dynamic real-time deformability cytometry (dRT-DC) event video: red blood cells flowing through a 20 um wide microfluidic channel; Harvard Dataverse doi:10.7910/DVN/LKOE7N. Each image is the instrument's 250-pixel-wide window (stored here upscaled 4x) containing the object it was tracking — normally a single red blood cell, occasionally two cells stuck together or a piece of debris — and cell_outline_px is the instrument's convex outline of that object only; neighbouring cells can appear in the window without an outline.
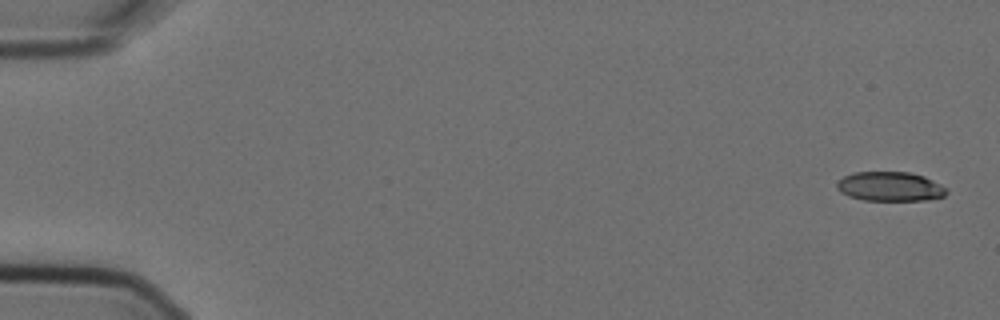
{"species": "Egyptian fruit bat (a non-hibernating species)", "species_latin": "Rousettus aegyptiacus", "temperature_condition": "cold", "stored_images_in_passage": 8, "camera_frame_rate_fps": 3000, "um_per_image_px": 0.085, "animal": {"sex": "female"}, "frame": {"image": 1, "passage_image": 1, "time_ms": 0.0, "image_size_px": [1000, 320], "cell_outline_px": [[948, 192], [944, 196], [924, 200], [864, 200], [848, 196], [840, 192], [836, 188], [836, 184], [844, 176], [856, 172], [908, 172], [924, 176], [948, 188]], "centroid_in_image_um": [75.66, 15.85], "position_along_channel_um": 9.3, "area_um2": 18.73}}
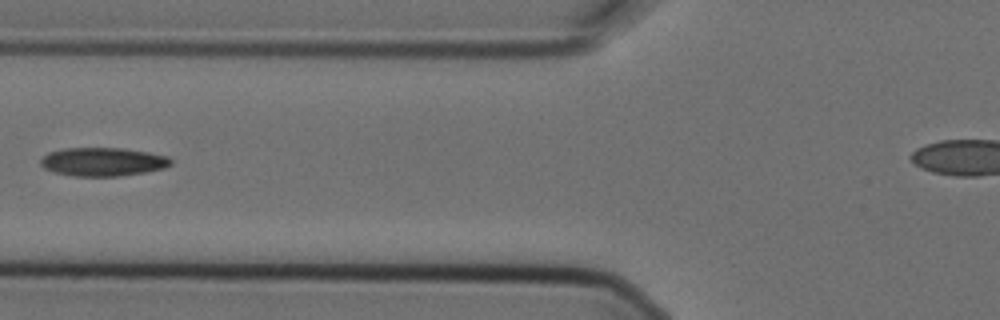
{"frame": {"image": 2, "passage_image": 7, "time_ms": 2.0, "image_size_px": [1000, 320], "cell_outline_px": [[172, 164], [164, 168], [144, 172], [116, 176], [72, 176], [56, 172], [44, 168], [40, 164], [40, 160], [48, 152], [64, 148], [124, 148], [148, 152], [168, 156], [172, 160]], "centroid_in_image_um": [8.75, 13.74], "position_along_channel_um": 117.1, "area_um2": 21.62}}
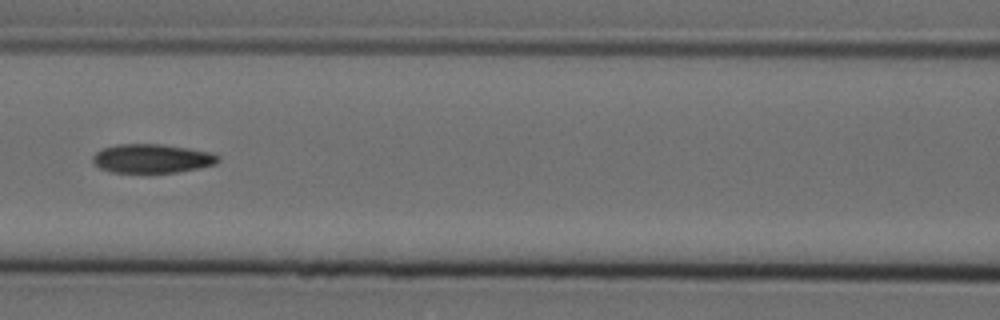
{"frame": {"image": 3, "passage_image": 8, "time_ms": 2.333, "image_size_px": [1000, 320], "cell_outline_px": [[220, 156], [216, 164], [200, 168], [176, 172], [112, 172], [100, 168], [92, 164], [92, 156], [100, 148], [116, 144], [164, 144], [188, 148], [208, 152]], "centroid_in_image_um": [12.87, 13.46], "position_along_channel_um": 153.7, "area_um2": 21.21}}